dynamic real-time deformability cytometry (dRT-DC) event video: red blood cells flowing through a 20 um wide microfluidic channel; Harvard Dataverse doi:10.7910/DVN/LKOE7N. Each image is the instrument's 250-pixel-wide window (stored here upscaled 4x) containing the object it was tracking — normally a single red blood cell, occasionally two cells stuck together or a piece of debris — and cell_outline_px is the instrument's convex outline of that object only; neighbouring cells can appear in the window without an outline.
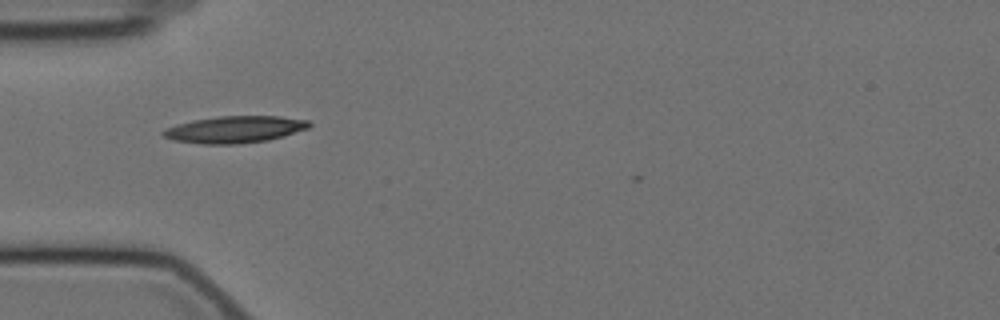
{"species": "Egyptian fruit bat (a non-hibernating species)", "species_latin": "Rousettus aegyptiacus", "temperature_condition": "cold", "stored_images_in_passage": 5, "camera_frame_rate_fps": 3000, "um_per_image_px": 0.085, "animal": {"sex": "female"}, "frame": {"image": 1, "passage_image": 1, "time_ms": 0.0, "image_size_px": [1000, 320], "cell_outline_px": [[312, 124], [308, 128], [284, 136], [268, 140], [236, 144], [200, 144], [172, 140], [164, 136], [160, 132], [164, 128], [176, 124], [192, 120], [220, 116], [280, 116], [312, 120]], "centroid_in_image_um": [19.95, 11.0], "position_along_channel_um": 65.0, "area_um2": 23.12}}
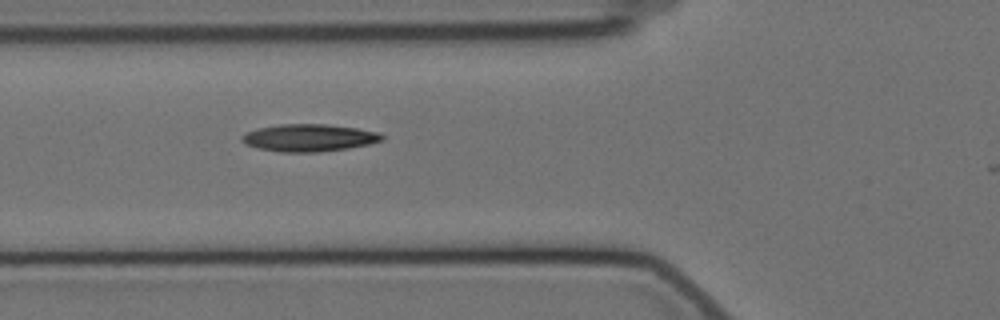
{"frame": {"image": 2, "passage_image": 4, "time_ms": 1.0, "image_size_px": [1000, 320], "cell_outline_px": [[384, 140], [368, 144], [348, 148], [320, 152], [280, 152], [260, 148], [244, 144], [240, 140], [240, 136], [256, 128], [280, 124], [328, 124], [356, 128], [380, 132], [384, 136]], "centroid_in_image_um": [26.26, 11.71], "position_along_channel_um": 99.5, "area_um2": 22.43}}